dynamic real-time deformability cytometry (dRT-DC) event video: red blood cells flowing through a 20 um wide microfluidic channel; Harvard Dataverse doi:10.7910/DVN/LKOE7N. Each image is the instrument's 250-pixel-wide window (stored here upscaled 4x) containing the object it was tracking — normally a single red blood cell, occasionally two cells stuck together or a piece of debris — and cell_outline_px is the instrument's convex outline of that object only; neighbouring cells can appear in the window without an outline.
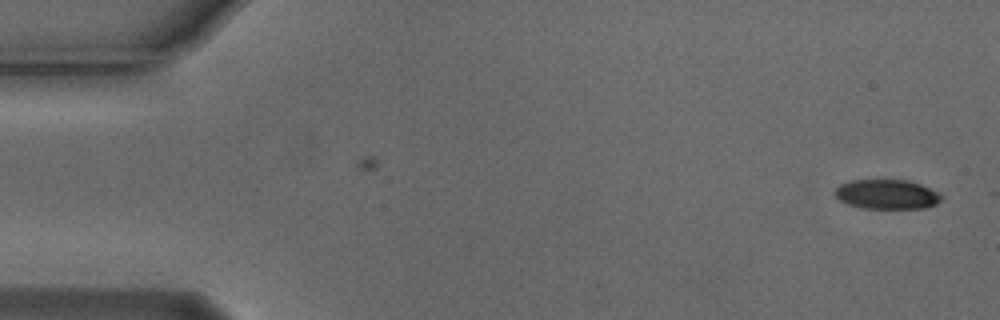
{"species": "Egyptian fruit bat (a non-hibernating species)", "species_latin": "Rousettus aegyptiacus", "temperature_condition": "cold", "stored_images_in_passage": 5, "camera_frame_rate_fps": 3000, "um_per_image_px": 0.085, "animal": {"sex": "male"}, "frame": {"image": 1, "passage_image": 1, "time_ms": 0.0, "image_size_px": [1000, 320], "cell_outline_px": [[944, 196], [936, 204], [924, 208], [860, 208], [848, 204], [840, 200], [832, 192], [840, 184], [848, 180], [908, 180], [920, 184], [940, 192]], "centroid_in_image_um": [75.38, 16.51], "position_along_channel_um": 9.6, "area_um2": 18.5}}